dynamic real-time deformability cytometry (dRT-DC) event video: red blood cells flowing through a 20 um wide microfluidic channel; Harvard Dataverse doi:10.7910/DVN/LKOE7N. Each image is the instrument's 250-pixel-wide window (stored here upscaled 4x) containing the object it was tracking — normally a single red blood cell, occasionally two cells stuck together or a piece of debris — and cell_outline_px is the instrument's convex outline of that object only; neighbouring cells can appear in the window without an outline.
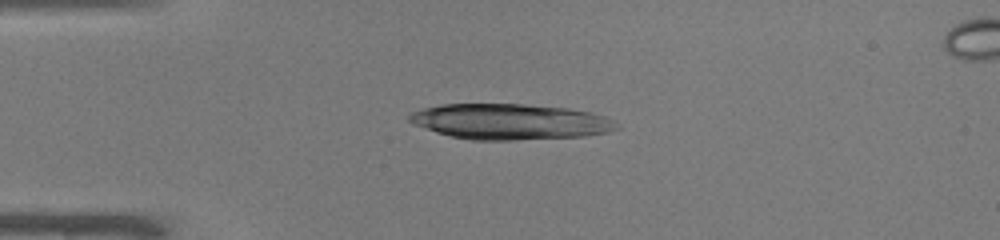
{"species": "common noctule bat (a hibernating species)", "species_latin": "Nyctalus noctula", "temperature_condition": "warm", "stored_images_in_passage": 38, "camera_frame_rate_fps": 3000, "um_per_image_px": 0.085, "animal": {"sex": "male", "body_mass_g": 19.0, "forearm_length_mm": 50.8}, "frame": {"image": 1, "passage_image": 1, "time_ms": 0.0, "image_size_px": [1000, 240], "cell_outline_px": [[620, 128], [608, 132], [588, 136], [512, 140], [472, 140], [452, 136], [436, 132], [412, 124], [408, 120], [408, 116], [412, 112], [424, 108], [440, 104], [524, 104], [568, 108], [588, 112], [604, 116], [620, 124]], "centroid_in_image_um": [43.37, 10.34], "position_along_channel_um": 41.6, "area_um2": 43.18}}
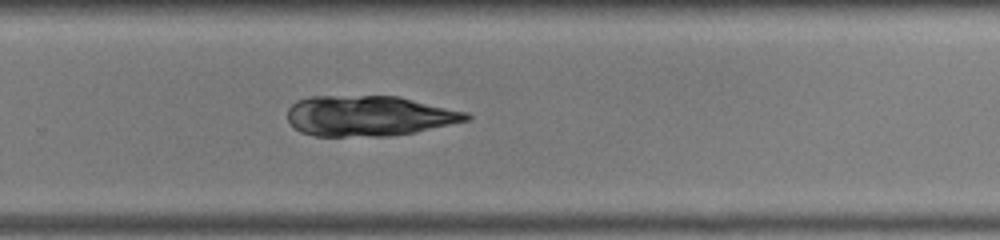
{"frame": {"image": 2, "passage_image": 22, "time_ms": 7.0, "image_size_px": [1000, 240], "cell_outline_px": [[472, 116], [468, 120], [416, 132], [392, 136], [312, 136], [300, 132], [288, 120], [288, 108], [296, 100], [308, 96], [400, 96], [468, 112]], "centroid_in_image_um": [31.36, 9.84], "position_along_channel_um": 298.4, "area_um2": 42.43}}
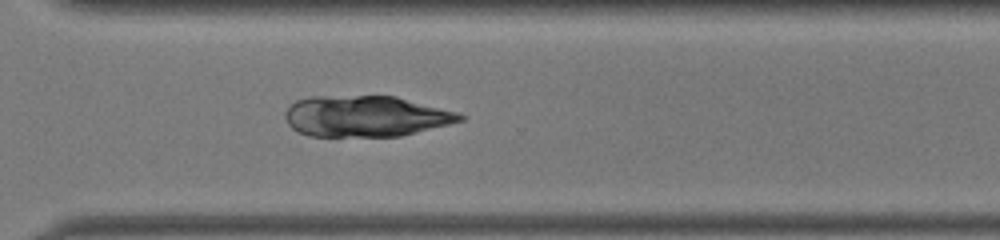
{"frame": {"image": 3, "passage_image": 25, "time_ms": 8.0, "image_size_px": [1000, 240], "cell_outline_px": [[464, 120], [400, 136], [308, 136], [292, 128], [288, 124], [284, 116], [284, 112], [296, 100], [308, 96], [396, 96], [456, 112], [464, 116]], "centroid_in_image_um": [31.03, 9.87], "position_along_channel_um": 339.6, "area_um2": 41.56}}